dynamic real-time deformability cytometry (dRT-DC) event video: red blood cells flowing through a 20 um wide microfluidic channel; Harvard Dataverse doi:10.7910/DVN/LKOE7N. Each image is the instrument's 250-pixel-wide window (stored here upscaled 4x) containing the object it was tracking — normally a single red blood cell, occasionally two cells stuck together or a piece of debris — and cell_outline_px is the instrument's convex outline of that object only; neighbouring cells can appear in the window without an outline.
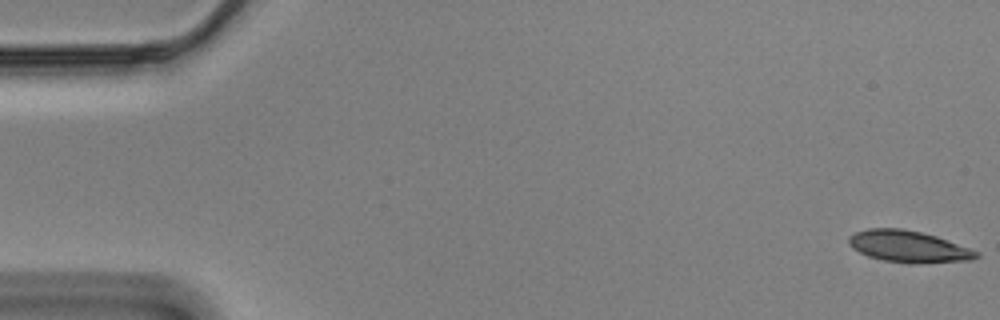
{"species": "Egyptian fruit bat (a non-hibernating species)", "species_latin": "Rousettus aegyptiacus", "temperature_condition": "cold", "stored_images_in_passage": 57, "camera_frame_rate_fps": 3000, "um_per_image_px": 0.085, "animal": {"sex": "male"}, "frame": {"image": 1, "passage_image": 1, "time_ms": 0.0, "image_size_px": [1000, 320], "cell_outline_px": [[980, 256], [972, 260], [920, 264], [912, 264], [884, 260], [868, 256], [852, 248], [848, 244], [848, 236], [856, 232], [868, 228], [904, 228], [936, 236], [980, 252]], "centroid_in_image_um": [77.23, 20.96], "position_along_channel_um": 7.8, "area_um2": 23.7}}
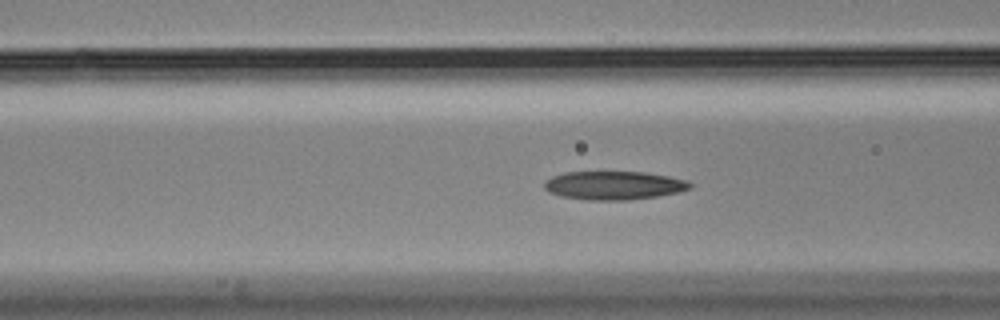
{"frame": {"image": 2, "passage_image": 22, "time_ms": 7.0, "image_size_px": [1000, 320], "cell_outline_px": [[696, 184], [692, 188], [680, 192], [656, 196], [628, 200], [588, 200], [560, 196], [544, 188], [544, 180], [552, 176], [564, 172], [644, 172], [668, 176], [688, 180]], "centroid_in_image_um": [52.23, 15.75], "position_along_channel_um": 114.4, "area_um2": 24.39}}
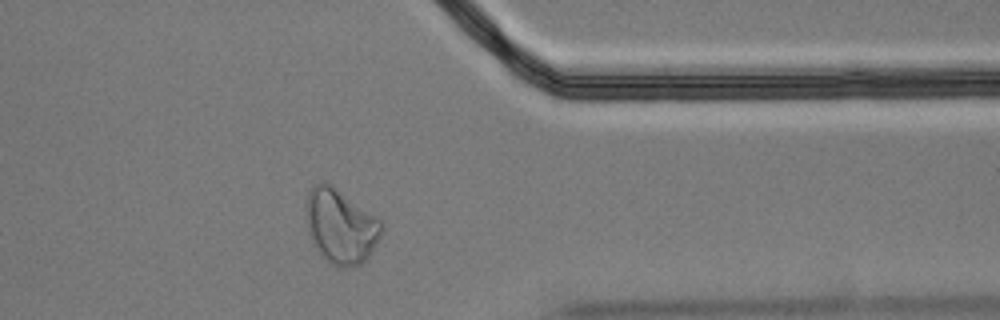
{"frame": {"image": 3, "passage_image": 46, "time_ms": 15.0, "image_size_px": [1000, 320], "cell_outline_px": [[384, 228], [376, 244], [368, 256], [360, 264], [344, 268], [340, 268], [332, 264], [320, 256], [312, 244], [308, 232], [304, 208], [308, 188], [316, 184], [332, 184], [384, 220]], "centroid_in_image_um": [28.95, 19.21], "position_along_channel_um": 382.5, "area_um2": 33.58}, "authors_computed_cell_mechanics": {"area_um2": 24.3916, "velocity_mm_per_s": 3.481, "shape_relaxation_time_tau1_ms": 9.4367, "shape_relaxation_time_tau2_ms": 4.9804, "deformation_change_tau1": 0.2109, "deformation_change_tau2": 0.1252}}